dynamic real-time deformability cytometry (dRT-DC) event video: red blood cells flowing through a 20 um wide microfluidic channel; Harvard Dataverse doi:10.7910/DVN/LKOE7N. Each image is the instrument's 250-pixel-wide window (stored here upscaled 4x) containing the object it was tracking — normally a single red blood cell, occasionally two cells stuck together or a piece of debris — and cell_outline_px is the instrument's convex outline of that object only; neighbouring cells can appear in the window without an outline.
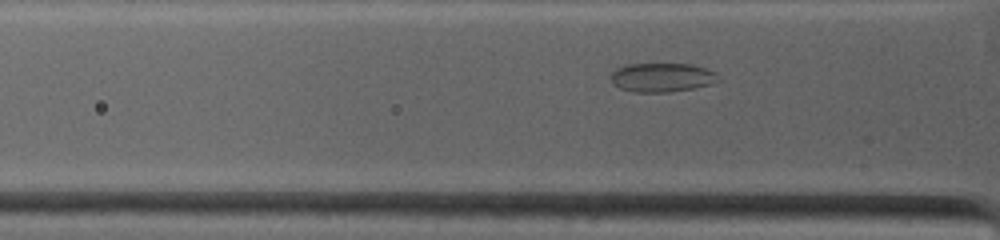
{"species": "common noctule bat (a hibernating species)", "species_latin": "Nyctalus noctula", "temperature_condition": "warm", "stored_images_in_passage": 9, "camera_frame_rate_fps": 4500, "um_per_image_px": 0.085, "animal": {"sex": "female", "body_mass_g": 19.0, "forearm_length_mm": 53.3}, "frame": {"image": 1, "passage_image": 8, "time_ms": 1.333, "image_size_px": [1000, 240], "cell_outline_px": [[720, 80], [712, 84], [692, 88], [668, 92], [632, 92], [620, 88], [612, 80], [612, 72], [616, 68], [628, 64], [692, 64], [716, 72]], "centroid_in_image_um": [56.29, 6.58], "position_along_channel_um": 69.5, "area_um2": 18.03}}